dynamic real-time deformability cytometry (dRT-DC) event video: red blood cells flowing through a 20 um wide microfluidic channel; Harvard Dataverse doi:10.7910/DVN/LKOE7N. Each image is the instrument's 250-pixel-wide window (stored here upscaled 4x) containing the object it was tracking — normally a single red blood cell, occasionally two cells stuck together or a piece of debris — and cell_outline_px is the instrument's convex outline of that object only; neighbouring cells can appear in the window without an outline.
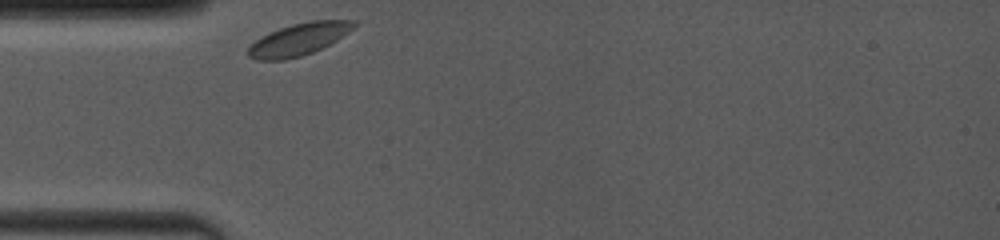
{"species": "common noctule bat (a hibernating species)", "species_latin": "Nyctalus noctula", "temperature_condition": "room temperature", "stored_images_in_passage": 9, "camera_frame_rate_fps": 4000, "um_per_image_px": 0.085, "animal": {"sex": "female", "body_mass_g": 19.0, "forearm_length_mm": 53.3}, "frame": {"image": 1, "passage_image": 1, "time_ms": 0.0, "image_size_px": [1000, 240], "cell_outline_px": [[356, 24], [348, 32], [336, 40], [312, 52], [300, 56], [284, 60], [256, 60], [248, 56], [248, 48], [256, 40], [268, 32], [292, 24], [308, 20], [356, 20]], "centroid_in_image_um": [25.37, 3.33], "position_along_channel_um": 59.6, "area_um2": 19.59}}
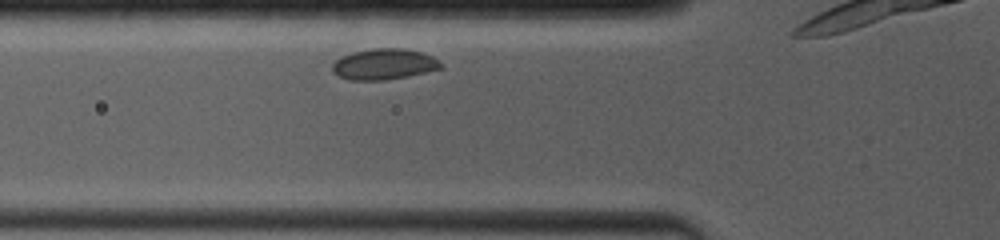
{"frame": {"image": 2, "passage_image": 4, "time_ms": 1.0, "image_size_px": [1000, 240], "cell_outline_px": [[444, 68], [408, 76], [384, 80], [348, 80], [332, 72], [332, 64], [340, 56], [352, 52], [372, 48], [404, 48], [420, 52], [432, 56], [444, 64]], "centroid_in_image_um": [32.64, 5.45], "position_along_channel_um": 93.2, "area_um2": 19.71}}
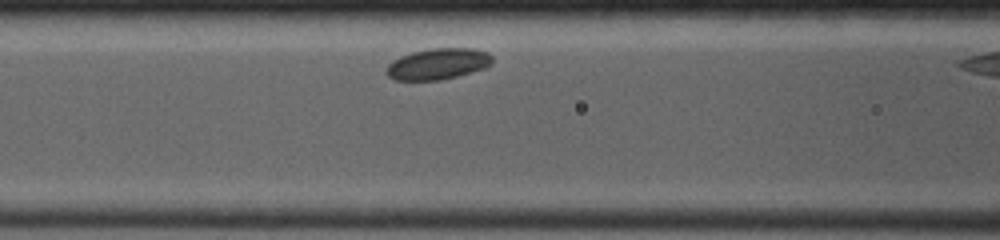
{"frame": {"image": 3, "passage_image": 8, "time_ms": 2.0, "image_size_px": [1000, 240], "cell_outline_px": [[492, 64], [488, 68], [440, 80], [396, 80], [388, 76], [384, 72], [384, 68], [392, 60], [400, 56], [412, 52], [432, 48], [472, 48], [488, 52], [492, 56]], "centroid_in_image_um": [37.22, 5.43], "position_along_channel_um": 129.4, "area_um2": 19.48}}